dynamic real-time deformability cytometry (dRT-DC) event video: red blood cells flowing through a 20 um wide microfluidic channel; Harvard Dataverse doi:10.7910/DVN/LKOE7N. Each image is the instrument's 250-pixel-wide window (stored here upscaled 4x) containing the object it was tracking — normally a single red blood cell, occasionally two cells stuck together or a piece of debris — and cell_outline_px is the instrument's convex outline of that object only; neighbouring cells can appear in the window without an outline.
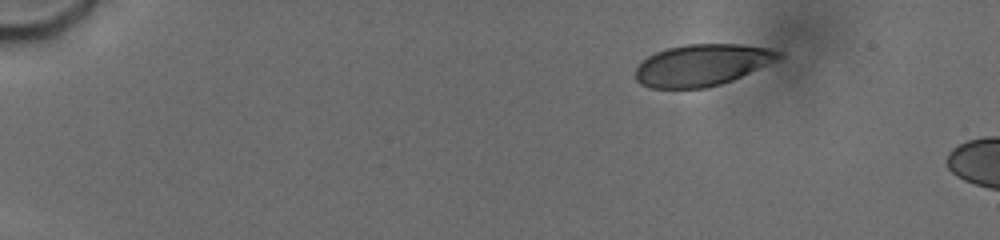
{"species": "human", "species_latin": "Homo sapiens", "temperature_condition": "cold", "stored_images_in_passage": 6, "camera_frame_rate_fps": 3000, "um_per_image_px": 0.085, "donor": {"sex": "male"}, "frame": {"image": 1, "passage_image": 1, "time_ms": 0.0, "image_size_px": [1000, 240], "cell_outline_px": [[784, 56], [780, 60], [732, 80], [720, 84], [704, 88], [652, 88], [640, 84], [636, 80], [636, 68], [648, 56], [656, 52], [668, 48], [688, 44], [740, 44], [768, 48], [784, 52]], "centroid_in_image_um": [59.73, 5.52], "position_along_channel_um": 25.3, "area_um2": 34.8}}